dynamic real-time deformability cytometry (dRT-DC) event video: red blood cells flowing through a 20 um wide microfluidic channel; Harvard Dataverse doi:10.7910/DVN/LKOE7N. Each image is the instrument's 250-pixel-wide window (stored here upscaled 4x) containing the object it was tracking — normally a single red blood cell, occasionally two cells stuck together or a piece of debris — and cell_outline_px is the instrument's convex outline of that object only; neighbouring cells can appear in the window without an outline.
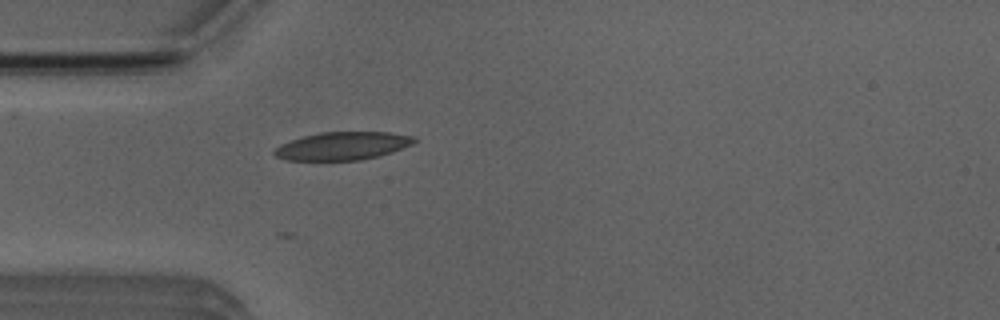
{"species": "Egyptian fruit bat (a non-hibernating species)", "species_latin": "Rousettus aegyptiacus", "temperature_condition": "room temperature", "stored_images_in_passage": 11, "camera_frame_rate_fps": 3000, "um_per_image_px": 0.085, "animal": {"sex": "male"}, "frame": {"image": 1, "passage_image": 3, "time_ms": 0.667, "image_size_px": [1000, 320], "cell_outline_px": [[416, 140], [412, 144], [392, 152], [380, 156], [360, 160], [288, 160], [276, 156], [272, 152], [280, 144], [288, 140], [320, 132], [388, 132], [416, 136]], "centroid_in_image_um": [29.12, 12.4], "position_along_channel_um": 55.9, "area_um2": 22.89}}